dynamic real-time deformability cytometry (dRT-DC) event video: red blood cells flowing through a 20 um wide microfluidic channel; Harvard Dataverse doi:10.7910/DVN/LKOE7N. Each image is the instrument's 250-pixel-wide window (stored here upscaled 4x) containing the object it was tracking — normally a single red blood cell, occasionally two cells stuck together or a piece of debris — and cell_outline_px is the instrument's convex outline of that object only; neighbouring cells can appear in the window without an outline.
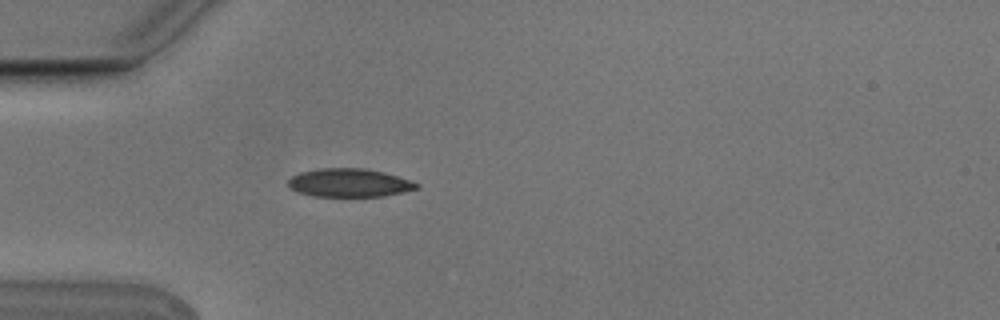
{"species": "Egyptian fruit bat (a non-hibernating species)", "species_latin": "Rousettus aegyptiacus", "temperature_condition": "cold", "stored_images_in_passage": 4, "camera_frame_rate_fps": 3000, "um_per_image_px": 0.085, "animal": {"sex": "male"}, "frame": {"image": 1, "passage_image": 4, "time_ms": 1.0, "image_size_px": [1000, 320], "cell_outline_px": [[420, 188], [384, 196], [312, 196], [300, 192], [292, 188], [288, 184], [288, 180], [292, 176], [300, 172], [320, 168], [364, 168], [396, 176], [420, 184]], "centroid_in_image_um": [29.68, 15.54], "position_along_channel_um": 55.3, "area_um2": 20.92}}